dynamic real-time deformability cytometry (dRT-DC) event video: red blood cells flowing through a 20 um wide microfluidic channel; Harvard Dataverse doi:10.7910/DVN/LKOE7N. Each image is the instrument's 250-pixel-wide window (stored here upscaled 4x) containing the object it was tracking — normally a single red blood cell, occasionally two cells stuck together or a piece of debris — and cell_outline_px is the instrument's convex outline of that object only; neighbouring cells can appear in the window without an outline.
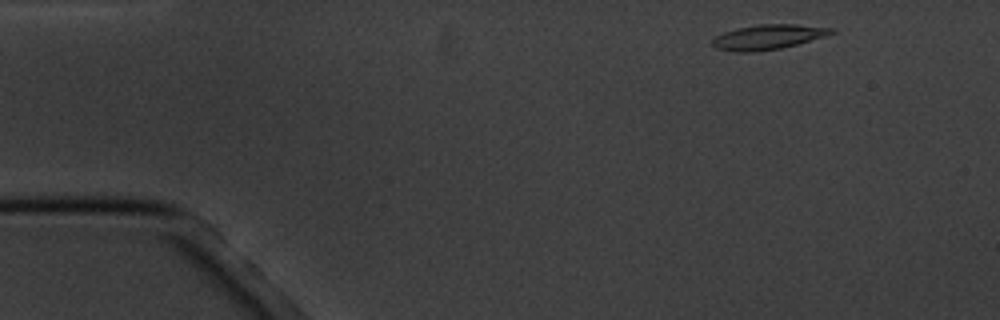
{"species": "common noctule bat (a hibernating species)", "species_latin": "Nyctalus noctula", "temperature_condition": "cold", "stored_images_in_passage": 5, "camera_frame_rate_fps": 3000, "um_per_image_px": 0.085, "animal": {"sex": "male", "body_mass_g": 20.1, "forearm_length_mm": 53.5}, "frame": {"image": 1, "passage_image": 1, "time_ms": 0.0, "image_size_px": [1000, 320], "cell_outline_px": [[836, 32], [824, 36], [796, 44], [780, 48], [756, 52], [732, 52], [716, 48], [712, 44], [712, 40], [716, 36], [724, 32], [736, 28], [760, 24], [796, 24], [836, 28]], "centroid_in_image_um": [65.27, 3.14], "position_along_channel_um": 19.7, "area_um2": 17.22}}
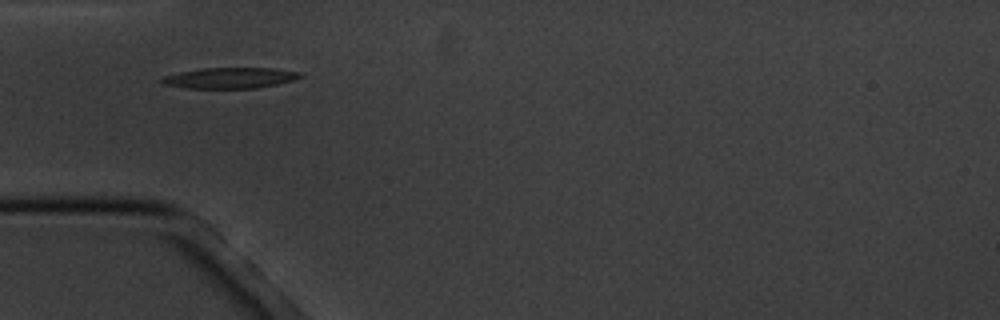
{"frame": {"image": 2, "passage_image": 4, "time_ms": 3.667, "image_size_px": [1000, 320], "cell_outline_px": [[304, 76], [292, 80], [276, 84], [256, 88], [188, 88], [164, 84], [160, 80], [164, 76], [180, 72], [200, 68], [272, 68], [300, 72]], "centroid_in_image_um": [19.55, 6.62], "position_along_channel_um": 65.4, "area_um2": 16.59}}
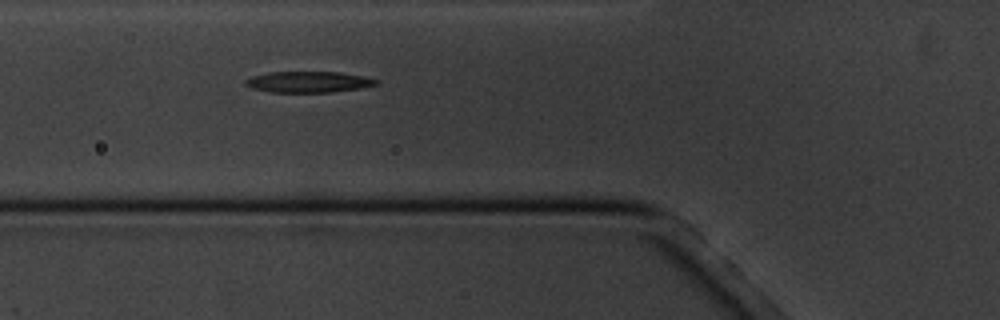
{"frame": {"image": 3, "passage_image": 5, "time_ms": 4.667, "image_size_px": [1000, 320], "cell_outline_px": [[380, 84], [360, 88], [332, 92], [272, 92], [252, 88], [244, 84], [244, 80], [252, 76], [268, 72], [340, 72], [364, 76], [376, 80]], "centroid_in_image_um": [26.21, 6.96], "position_along_channel_um": 99.6, "area_um2": 16.01}}